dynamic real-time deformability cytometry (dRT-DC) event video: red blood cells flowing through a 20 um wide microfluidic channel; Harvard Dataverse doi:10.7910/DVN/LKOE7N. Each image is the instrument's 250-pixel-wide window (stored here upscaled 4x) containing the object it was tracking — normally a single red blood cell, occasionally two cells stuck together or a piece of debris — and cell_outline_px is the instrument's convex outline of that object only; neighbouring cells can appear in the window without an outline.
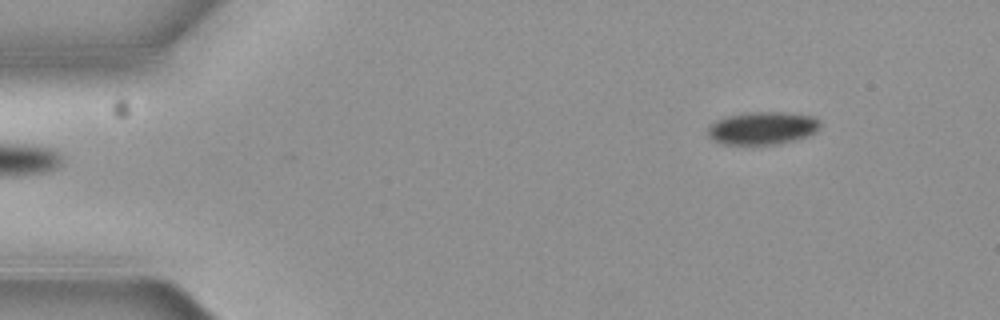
{"species": "common noctule bat (a hibernating species)", "species_latin": "Nyctalus noctula", "temperature_condition": "cold", "stored_images_in_passage": 4, "camera_frame_rate_fps": 3000, "um_per_image_px": 0.085, "animal": {"sex": "female", "body_mass_g": 19.3, "forearm_length_mm": 54.1}, "frame": {"image": 1, "passage_image": 1, "time_ms": 0.0, "image_size_px": [1000, 320], "cell_outline_px": [[820, 124], [812, 132], [804, 136], [792, 140], [776, 144], [720, 144], [712, 140], [708, 136], [708, 124], [716, 120], [728, 116], [748, 112], [784, 112], [812, 116]], "centroid_in_image_um": [64.69, 10.88], "position_along_channel_um": 20.3, "area_um2": 21.1}}
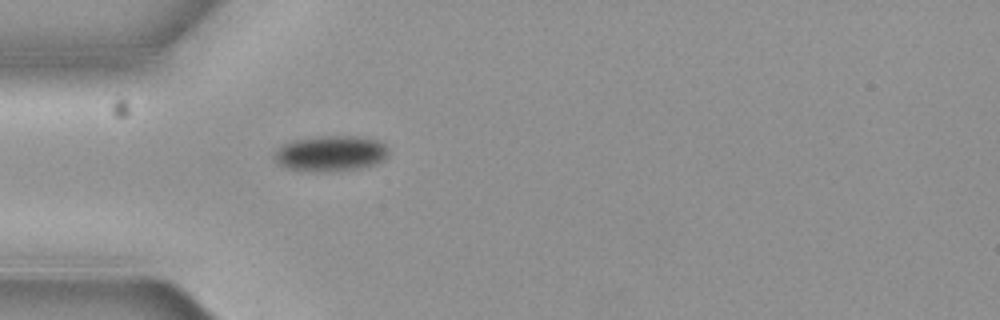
{"frame": {"image": 2, "passage_image": 4, "time_ms": 1.0, "image_size_px": [1000, 320], "cell_outline_px": [[388, 152], [380, 160], [372, 164], [356, 168], [288, 168], [280, 164], [272, 156], [276, 148], [292, 140], [320, 136], [356, 136], [380, 140], [388, 148]], "centroid_in_image_um": [28.09, 12.95], "position_along_channel_um": 56.9, "area_um2": 22.37}}